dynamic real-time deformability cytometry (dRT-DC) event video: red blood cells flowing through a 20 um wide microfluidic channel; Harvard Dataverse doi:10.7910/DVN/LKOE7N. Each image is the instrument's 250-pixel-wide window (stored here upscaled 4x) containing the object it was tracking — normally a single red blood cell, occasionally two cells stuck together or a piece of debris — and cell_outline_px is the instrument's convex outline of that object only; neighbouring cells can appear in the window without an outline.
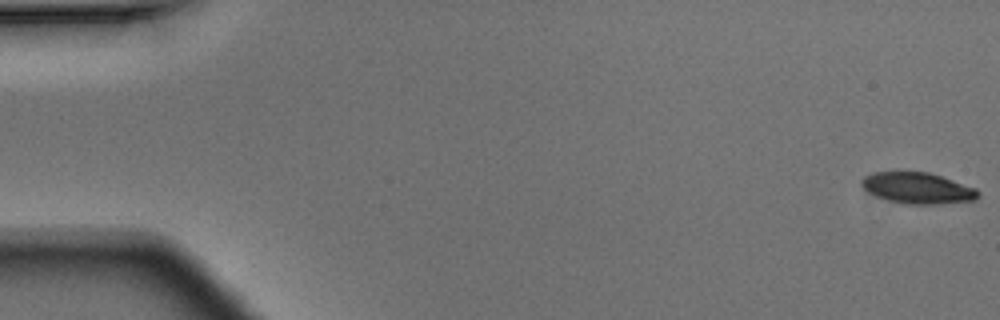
{"species": "Egyptian fruit bat (a non-hibernating species)", "species_latin": "Rousettus aegyptiacus", "temperature_condition": "warm", "stored_images_in_passage": 4, "camera_frame_rate_fps": 3000, "um_per_image_px": 0.085, "animal": {"sex": "male"}, "frame": {"image": 1, "passage_image": 1, "time_ms": 0.0, "image_size_px": [1000, 320], "cell_outline_px": [[980, 196], [976, 200], [936, 204], [908, 204], [888, 200], [876, 196], [868, 192], [860, 184], [860, 180], [864, 176], [872, 172], [928, 172], [976, 188], [980, 192]], "centroid_in_image_um": [77.99, 15.99], "position_along_channel_um": 7.0, "area_um2": 21.1}}
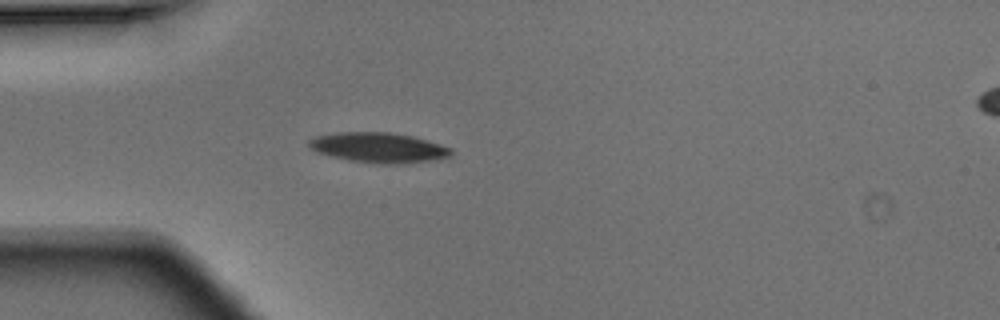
{"frame": {"image": 2, "passage_image": 4, "time_ms": 1.0, "image_size_px": [1000, 320], "cell_outline_px": [[452, 152], [448, 156], [432, 160], [396, 164], [380, 164], [348, 160], [316, 152], [308, 144], [308, 140], [316, 136], [340, 132], [388, 132], [412, 136], [428, 140], [452, 148]], "centroid_in_image_um": [32.17, 12.54], "position_along_channel_um": 52.8, "area_um2": 24.74}}